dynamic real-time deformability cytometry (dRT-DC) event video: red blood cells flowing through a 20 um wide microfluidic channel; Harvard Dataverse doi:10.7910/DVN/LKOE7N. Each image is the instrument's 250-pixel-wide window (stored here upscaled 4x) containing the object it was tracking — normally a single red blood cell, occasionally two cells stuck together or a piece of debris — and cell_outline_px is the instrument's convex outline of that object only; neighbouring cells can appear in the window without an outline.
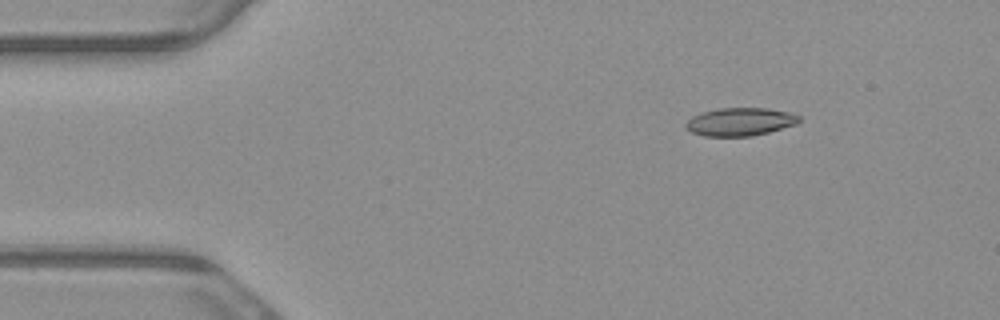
{"species": "common noctule bat (a hibernating species)", "species_latin": "Nyctalus noctula", "temperature_condition": "warm", "stored_images_in_passage": 4, "camera_frame_rate_fps": 3000, "um_per_image_px": 0.085, "animal": {"sex": "male", "body_mass_g": 23.1, "forearm_length_mm": 52.7}, "frame": {"image": 1, "passage_image": 2, "time_ms": 0.333, "image_size_px": [1000, 320], "cell_outline_px": [[800, 120], [796, 124], [768, 132], [752, 136], [704, 136], [692, 132], [684, 128], [684, 124], [692, 116], [700, 112], [716, 108], [768, 108], [792, 112], [800, 116]], "centroid_in_image_um": [62.89, 10.34], "position_along_channel_um": 22.1, "area_um2": 18.73}}